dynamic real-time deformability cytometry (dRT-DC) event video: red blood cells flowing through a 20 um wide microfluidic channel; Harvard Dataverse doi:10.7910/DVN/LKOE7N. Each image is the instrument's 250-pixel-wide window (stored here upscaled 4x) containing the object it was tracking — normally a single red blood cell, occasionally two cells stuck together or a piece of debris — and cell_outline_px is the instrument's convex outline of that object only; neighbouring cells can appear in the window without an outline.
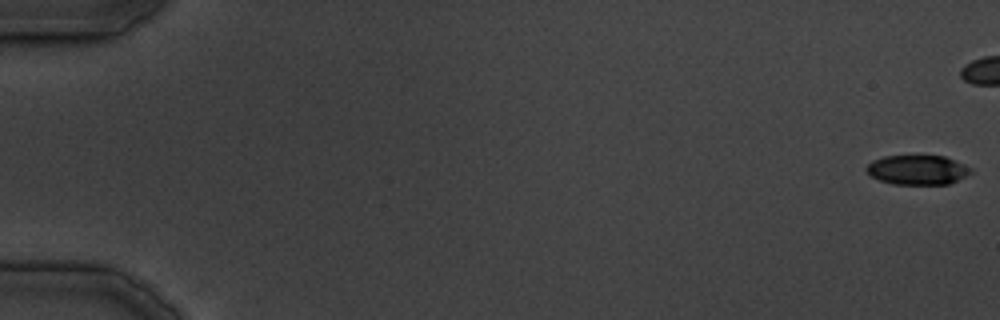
{"species": "common noctule bat (a hibernating species)", "species_latin": "Nyctalus noctula", "temperature_condition": "cold", "stored_images_in_passage": 32, "camera_frame_rate_fps": 3000, "um_per_image_px": 0.085, "animal": {"sex": "male", "body_mass_g": 19.5, "forearm_length_mm": 54.6}, "frame": {"image": 1, "passage_image": 1, "time_ms": 0.0, "image_size_px": [1000, 320], "cell_outline_px": [[972, 172], [948, 184], [892, 184], [880, 180], [872, 176], [864, 168], [872, 160], [884, 156], [944, 156], [972, 168]], "centroid_in_image_um": [77.95, 14.44], "position_along_channel_um": 7.0, "area_um2": 17.74}}